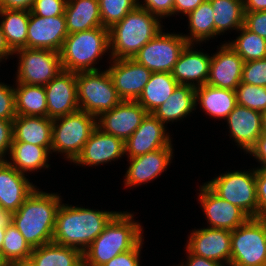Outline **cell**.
Masks as SVG:
<instances>
[{
  "instance_id": "1",
  "label": "cell",
  "mask_w": 266,
  "mask_h": 266,
  "mask_svg": "<svg viewBox=\"0 0 266 266\" xmlns=\"http://www.w3.org/2000/svg\"><path fill=\"white\" fill-rule=\"evenodd\" d=\"M61 203V196L57 193L39 191L36 186L19 209L12 213V223L32 248L53 241Z\"/></svg>"
},
{
  "instance_id": "2",
  "label": "cell",
  "mask_w": 266,
  "mask_h": 266,
  "mask_svg": "<svg viewBox=\"0 0 266 266\" xmlns=\"http://www.w3.org/2000/svg\"><path fill=\"white\" fill-rule=\"evenodd\" d=\"M117 213L63 203L57 212L53 242L83 253Z\"/></svg>"
},
{
  "instance_id": "3",
  "label": "cell",
  "mask_w": 266,
  "mask_h": 266,
  "mask_svg": "<svg viewBox=\"0 0 266 266\" xmlns=\"http://www.w3.org/2000/svg\"><path fill=\"white\" fill-rule=\"evenodd\" d=\"M130 212H118L83 252V266H103L120 253L133 249L142 239V226Z\"/></svg>"
},
{
  "instance_id": "4",
  "label": "cell",
  "mask_w": 266,
  "mask_h": 266,
  "mask_svg": "<svg viewBox=\"0 0 266 266\" xmlns=\"http://www.w3.org/2000/svg\"><path fill=\"white\" fill-rule=\"evenodd\" d=\"M146 9L136 7L109 28L111 59L133 58L161 30V20Z\"/></svg>"
},
{
  "instance_id": "5",
  "label": "cell",
  "mask_w": 266,
  "mask_h": 266,
  "mask_svg": "<svg viewBox=\"0 0 266 266\" xmlns=\"http://www.w3.org/2000/svg\"><path fill=\"white\" fill-rule=\"evenodd\" d=\"M108 50L109 29L106 27L68 34L59 52L62 69L74 73L98 70L94 64Z\"/></svg>"
},
{
  "instance_id": "6",
  "label": "cell",
  "mask_w": 266,
  "mask_h": 266,
  "mask_svg": "<svg viewBox=\"0 0 266 266\" xmlns=\"http://www.w3.org/2000/svg\"><path fill=\"white\" fill-rule=\"evenodd\" d=\"M96 127L97 118L81 110L54 119L51 153L60 152L74 162Z\"/></svg>"
},
{
  "instance_id": "7",
  "label": "cell",
  "mask_w": 266,
  "mask_h": 266,
  "mask_svg": "<svg viewBox=\"0 0 266 266\" xmlns=\"http://www.w3.org/2000/svg\"><path fill=\"white\" fill-rule=\"evenodd\" d=\"M101 72V73H100ZM77 101L79 109L98 118L122 101L111 76L105 71L77 73Z\"/></svg>"
},
{
  "instance_id": "8",
  "label": "cell",
  "mask_w": 266,
  "mask_h": 266,
  "mask_svg": "<svg viewBox=\"0 0 266 266\" xmlns=\"http://www.w3.org/2000/svg\"><path fill=\"white\" fill-rule=\"evenodd\" d=\"M230 266H266V218H249L231 231Z\"/></svg>"
},
{
  "instance_id": "9",
  "label": "cell",
  "mask_w": 266,
  "mask_h": 266,
  "mask_svg": "<svg viewBox=\"0 0 266 266\" xmlns=\"http://www.w3.org/2000/svg\"><path fill=\"white\" fill-rule=\"evenodd\" d=\"M205 184L220 198L242 209L250 218L258 217L255 169L227 172Z\"/></svg>"
},
{
  "instance_id": "10",
  "label": "cell",
  "mask_w": 266,
  "mask_h": 266,
  "mask_svg": "<svg viewBox=\"0 0 266 266\" xmlns=\"http://www.w3.org/2000/svg\"><path fill=\"white\" fill-rule=\"evenodd\" d=\"M13 54H19L16 83L45 86L63 70L57 51L22 48Z\"/></svg>"
},
{
  "instance_id": "11",
  "label": "cell",
  "mask_w": 266,
  "mask_h": 266,
  "mask_svg": "<svg viewBox=\"0 0 266 266\" xmlns=\"http://www.w3.org/2000/svg\"><path fill=\"white\" fill-rule=\"evenodd\" d=\"M187 44L182 33L170 34L161 30L134 55L133 59L152 73H171Z\"/></svg>"
},
{
  "instance_id": "12",
  "label": "cell",
  "mask_w": 266,
  "mask_h": 266,
  "mask_svg": "<svg viewBox=\"0 0 266 266\" xmlns=\"http://www.w3.org/2000/svg\"><path fill=\"white\" fill-rule=\"evenodd\" d=\"M107 69L113 85L122 100L136 101L152 72L133 58L111 59Z\"/></svg>"
},
{
  "instance_id": "13",
  "label": "cell",
  "mask_w": 266,
  "mask_h": 266,
  "mask_svg": "<svg viewBox=\"0 0 266 266\" xmlns=\"http://www.w3.org/2000/svg\"><path fill=\"white\" fill-rule=\"evenodd\" d=\"M147 114L148 112L137 101L122 100L97 118V127L125 142Z\"/></svg>"
},
{
  "instance_id": "14",
  "label": "cell",
  "mask_w": 266,
  "mask_h": 266,
  "mask_svg": "<svg viewBox=\"0 0 266 266\" xmlns=\"http://www.w3.org/2000/svg\"><path fill=\"white\" fill-rule=\"evenodd\" d=\"M186 244L191 254L215 260L230 266L231 231L219 228L194 229Z\"/></svg>"
},
{
  "instance_id": "15",
  "label": "cell",
  "mask_w": 266,
  "mask_h": 266,
  "mask_svg": "<svg viewBox=\"0 0 266 266\" xmlns=\"http://www.w3.org/2000/svg\"><path fill=\"white\" fill-rule=\"evenodd\" d=\"M44 88L48 118L54 120L80 110L77 101V73L62 70Z\"/></svg>"
},
{
  "instance_id": "16",
  "label": "cell",
  "mask_w": 266,
  "mask_h": 266,
  "mask_svg": "<svg viewBox=\"0 0 266 266\" xmlns=\"http://www.w3.org/2000/svg\"><path fill=\"white\" fill-rule=\"evenodd\" d=\"M199 189L198 200L208 227L233 231L250 218L242 209L216 195L205 183Z\"/></svg>"
},
{
  "instance_id": "17",
  "label": "cell",
  "mask_w": 266,
  "mask_h": 266,
  "mask_svg": "<svg viewBox=\"0 0 266 266\" xmlns=\"http://www.w3.org/2000/svg\"><path fill=\"white\" fill-rule=\"evenodd\" d=\"M67 36L65 14L41 17L30 13L26 48L49 49L60 52Z\"/></svg>"
},
{
  "instance_id": "18",
  "label": "cell",
  "mask_w": 266,
  "mask_h": 266,
  "mask_svg": "<svg viewBox=\"0 0 266 266\" xmlns=\"http://www.w3.org/2000/svg\"><path fill=\"white\" fill-rule=\"evenodd\" d=\"M165 128L164 123L152 113H148L140 126L125 141V154L128 158H133L172 145L170 134Z\"/></svg>"
},
{
  "instance_id": "19",
  "label": "cell",
  "mask_w": 266,
  "mask_h": 266,
  "mask_svg": "<svg viewBox=\"0 0 266 266\" xmlns=\"http://www.w3.org/2000/svg\"><path fill=\"white\" fill-rule=\"evenodd\" d=\"M211 56L208 85L234 90L241 83L244 60L226 42Z\"/></svg>"
},
{
  "instance_id": "20",
  "label": "cell",
  "mask_w": 266,
  "mask_h": 266,
  "mask_svg": "<svg viewBox=\"0 0 266 266\" xmlns=\"http://www.w3.org/2000/svg\"><path fill=\"white\" fill-rule=\"evenodd\" d=\"M125 156V142L96 127L73 162L76 165L97 166Z\"/></svg>"
},
{
  "instance_id": "21",
  "label": "cell",
  "mask_w": 266,
  "mask_h": 266,
  "mask_svg": "<svg viewBox=\"0 0 266 266\" xmlns=\"http://www.w3.org/2000/svg\"><path fill=\"white\" fill-rule=\"evenodd\" d=\"M172 154L173 145H168L153 152L128 158L130 166L125 175V186L136 187L160 176L170 165Z\"/></svg>"
},
{
  "instance_id": "22",
  "label": "cell",
  "mask_w": 266,
  "mask_h": 266,
  "mask_svg": "<svg viewBox=\"0 0 266 266\" xmlns=\"http://www.w3.org/2000/svg\"><path fill=\"white\" fill-rule=\"evenodd\" d=\"M26 176L6 160H0V208L15 213L36 189Z\"/></svg>"
},
{
  "instance_id": "23",
  "label": "cell",
  "mask_w": 266,
  "mask_h": 266,
  "mask_svg": "<svg viewBox=\"0 0 266 266\" xmlns=\"http://www.w3.org/2000/svg\"><path fill=\"white\" fill-rule=\"evenodd\" d=\"M194 44L188 43L181 52L171 72L180 85H189L194 88L207 83L211 56L208 53L192 50Z\"/></svg>"
},
{
  "instance_id": "24",
  "label": "cell",
  "mask_w": 266,
  "mask_h": 266,
  "mask_svg": "<svg viewBox=\"0 0 266 266\" xmlns=\"http://www.w3.org/2000/svg\"><path fill=\"white\" fill-rule=\"evenodd\" d=\"M262 113L237 104L226 118L230 136L241 149L249 151L262 134Z\"/></svg>"
},
{
  "instance_id": "25",
  "label": "cell",
  "mask_w": 266,
  "mask_h": 266,
  "mask_svg": "<svg viewBox=\"0 0 266 266\" xmlns=\"http://www.w3.org/2000/svg\"><path fill=\"white\" fill-rule=\"evenodd\" d=\"M53 120L48 117L16 115L13 120V142L43 146L51 153Z\"/></svg>"
},
{
  "instance_id": "26",
  "label": "cell",
  "mask_w": 266,
  "mask_h": 266,
  "mask_svg": "<svg viewBox=\"0 0 266 266\" xmlns=\"http://www.w3.org/2000/svg\"><path fill=\"white\" fill-rule=\"evenodd\" d=\"M195 102L213 118L226 119L237 106L234 90L223 89L204 84L195 88ZM198 102V103H197Z\"/></svg>"
},
{
  "instance_id": "27",
  "label": "cell",
  "mask_w": 266,
  "mask_h": 266,
  "mask_svg": "<svg viewBox=\"0 0 266 266\" xmlns=\"http://www.w3.org/2000/svg\"><path fill=\"white\" fill-rule=\"evenodd\" d=\"M64 14L68 34L103 27L98 0H67Z\"/></svg>"
},
{
  "instance_id": "28",
  "label": "cell",
  "mask_w": 266,
  "mask_h": 266,
  "mask_svg": "<svg viewBox=\"0 0 266 266\" xmlns=\"http://www.w3.org/2000/svg\"><path fill=\"white\" fill-rule=\"evenodd\" d=\"M196 110L195 88L189 85H178L168 99L156 108L152 114L162 123H172L189 116Z\"/></svg>"
},
{
  "instance_id": "29",
  "label": "cell",
  "mask_w": 266,
  "mask_h": 266,
  "mask_svg": "<svg viewBox=\"0 0 266 266\" xmlns=\"http://www.w3.org/2000/svg\"><path fill=\"white\" fill-rule=\"evenodd\" d=\"M29 260L35 266H83V253L52 241L33 248Z\"/></svg>"
},
{
  "instance_id": "30",
  "label": "cell",
  "mask_w": 266,
  "mask_h": 266,
  "mask_svg": "<svg viewBox=\"0 0 266 266\" xmlns=\"http://www.w3.org/2000/svg\"><path fill=\"white\" fill-rule=\"evenodd\" d=\"M178 85L170 72H154L136 101L148 113H152L168 99Z\"/></svg>"
},
{
  "instance_id": "31",
  "label": "cell",
  "mask_w": 266,
  "mask_h": 266,
  "mask_svg": "<svg viewBox=\"0 0 266 266\" xmlns=\"http://www.w3.org/2000/svg\"><path fill=\"white\" fill-rule=\"evenodd\" d=\"M49 151L38 145L26 142H12L10 150L11 161H6L17 171L25 174L28 171L33 172L41 168H49L47 163L49 159Z\"/></svg>"
},
{
  "instance_id": "32",
  "label": "cell",
  "mask_w": 266,
  "mask_h": 266,
  "mask_svg": "<svg viewBox=\"0 0 266 266\" xmlns=\"http://www.w3.org/2000/svg\"><path fill=\"white\" fill-rule=\"evenodd\" d=\"M0 17V25L9 49L14 53L26 48L30 11L0 8Z\"/></svg>"
},
{
  "instance_id": "33",
  "label": "cell",
  "mask_w": 266,
  "mask_h": 266,
  "mask_svg": "<svg viewBox=\"0 0 266 266\" xmlns=\"http://www.w3.org/2000/svg\"><path fill=\"white\" fill-rule=\"evenodd\" d=\"M16 87H14L16 115L47 117L46 93L43 85L16 83Z\"/></svg>"
},
{
  "instance_id": "34",
  "label": "cell",
  "mask_w": 266,
  "mask_h": 266,
  "mask_svg": "<svg viewBox=\"0 0 266 266\" xmlns=\"http://www.w3.org/2000/svg\"><path fill=\"white\" fill-rule=\"evenodd\" d=\"M214 15L215 37L227 30H238L244 25L243 0H209Z\"/></svg>"
},
{
  "instance_id": "35",
  "label": "cell",
  "mask_w": 266,
  "mask_h": 266,
  "mask_svg": "<svg viewBox=\"0 0 266 266\" xmlns=\"http://www.w3.org/2000/svg\"><path fill=\"white\" fill-rule=\"evenodd\" d=\"M188 17L190 34L183 35L188 43H201L215 37L213 9L209 0H204L195 10L186 15Z\"/></svg>"
},
{
  "instance_id": "36",
  "label": "cell",
  "mask_w": 266,
  "mask_h": 266,
  "mask_svg": "<svg viewBox=\"0 0 266 266\" xmlns=\"http://www.w3.org/2000/svg\"><path fill=\"white\" fill-rule=\"evenodd\" d=\"M237 31H240V36L227 43L244 62L266 58V39L248 30L244 25Z\"/></svg>"
},
{
  "instance_id": "37",
  "label": "cell",
  "mask_w": 266,
  "mask_h": 266,
  "mask_svg": "<svg viewBox=\"0 0 266 266\" xmlns=\"http://www.w3.org/2000/svg\"><path fill=\"white\" fill-rule=\"evenodd\" d=\"M1 251L11 266L30 259L33 248L13 223L5 230Z\"/></svg>"
},
{
  "instance_id": "38",
  "label": "cell",
  "mask_w": 266,
  "mask_h": 266,
  "mask_svg": "<svg viewBox=\"0 0 266 266\" xmlns=\"http://www.w3.org/2000/svg\"><path fill=\"white\" fill-rule=\"evenodd\" d=\"M103 27L110 28L138 6V0H98Z\"/></svg>"
},
{
  "instance_id": "39",
  "label": "cell",
  "mask_w": 266,
  "mask_h": 266,
  "mask_svg": "<svg viewBox=\"0 0 266 266\" xmlns=\"http://www.w3.org/2000/svg\"><path fill=\"white\" fill-rule=\"evenodd\" d=\"M235 93L237 104L261 113L266 111V87L241 82Z\"/></svg>"
},
{
  "instance_id": "40",
  "label": "cell",
  "mask_w": 266,
  "mask_h": 266,
  "mask_svg": "<svg viewBox=\"0 0 266 266\" xmlns=\"http://www.w3.org/2000/svg\"><path fill=\"white\" fill-rule=\"evenodd\" d=\"M241 82L266 87V58L244 62Z\"/></svg>"
},
{
  "instance_id": "41",
  "label": "cell",
  "mask_w": 266,
  "mask_h": 266,
  "mask_svg": "<svg viewBox=\"0 0 266 266\" xmlns=\"http://www.w3.org/2000/svg\"><path fill=\"white\" fill-rule=\"evenodd\" d=\"M16 117L14 86L0 83V119L13 121Z\"/></svg>"
},
{
  "instance_id": "42",
  "label": "cell",
  "mask_w": 266,
  "mask_h": 266,
  "mask_svg": "<svg viewBox=\"0 0 266 266\" xmlns=\"http://www.w3.org/2000/svg\"><path fill=\"white\" fill-rule=\"evenodd\" d=\"M67 0H34L30 13L41 17L64 15Z\"/></svg>"
},
{
  "instance_id": "43",
  "label": "cell",
  "mask_w": 266,
  "mask_h": 266,
  "mask_svg": "<svg viewBox=\"0 0 266 266\" xmlns=\"http://www.w3.org/2000/svg\"><path fill=\"white\" fill-rule=\"evenodd\" d=\"M244 12V26L266 39V11Z\"/></svg>"
},
{
  "instance_id": "44",
  "label": "cell",
  "mask_w": 266,
  "mask_h": 266,
  "mask_svg": "<svg viewBox=\"0 0 266 266\" xmlns=\"http://www.w3.org/2000/svg\"><path fill=\"white\" fill-rule=\"evenodd\" d=\"M143 239L131 250L118 254L103 266H140Z\"/></svg>"
},
{
  "instance_id": "45",
  "label": "cell",
  "mask_w": 266,
  "mask_h": 266,
  "mask_svg": "<svg viewBox=\"0 0 266 266\" xmlns=\"http://www.w3.org/2000/svg\"><path fill=\"white\" fill-rule=\"evenodd\" d=\"M144 2L140 4L138 0V7L148 10L160 19L173 15L174 0H144Z\"/></svg>"
},
{
  "instance_id": "46",
  "label": "cell",
  "mask_w": 266,
  "mask_h": 266,
  "mask_svg": "<svg viewBox=\"0 0 266 266\" xmlns=\"http://www.w3.org/2000/svg\"><path fill=\"white\" fill-rule=\"evenodd\" d=\"M258 217L266 218V169L255 168Z\"/></svg>"
},
{
  "instance_id": "47",
  "label": "cell",
  "mask_w": 266,
  "mask_h": 266,
  "mask_svg": "<svg viewBox=\"0 0 266 266\" xmlns=\"http://www.w3.org/2000/svg\"><path fill=\"white\" fill-rule=\"evenodd\" d=\"M13 142V121L0 119V160H6Z\"/></svg>"
},
{
  "instance_id": "48",
  "label": "cell",
  "mask_w": 266,
  "mask_h": 266,
  "mask_svg": "<svg viewBox=\"0 0 266 266\" xmlns=\"http://www.w3.org/2000/svg\"><path fill=\"white\" fill-rule=\"evenodd\" d=\"M249 154L252 155L260 164L261 167L266 169V134L262 133L258 138L255 146L249 151Z\"/></svg>"
},
{
  "instance_id": "49",
  "label": "cell",
  "mask_w": 266,
  "mask_h": 266,
  "mask_svg": "<svg viewBox=\"0 0 266 266\" xmlns=\"http://www.w3.org/2000/svg\"><path fill=\"white\" fill-rule=\"evenodd\" d=\"M186 251L188 253L186 264H184V262H181L179 266H225V264L221 262L191 254L188 250Z\"/></svg>"
},
{
  "instance_id": "50",
  "label": "cell",
  "mask_w": 266,
  "mask_h": 266,
  "mask_svg": "<svg viewBox=\"0 0 266 266\" xmlns=\"http://www.w3.org/2000/svg\"><path fill=\"white\" fill-rule=\"evenodd\" d=\"M204 0H174L173 15L183 13L187 15L195 10Z\"/></svg>"
},
{
  "instance_id": "51",
  "label": "cell",
  "mask_w": 266,
  "mask_h": 266,
  "mask_svg": "<svg viewBox=\"0 0 266 266\" xmlns=\"http://www.w3.org/2000/svg\"><path fill=\"white\" fill-rule=\"evenodd\" d=\"M34 0H3L0 8L30 11Z\"/></svg>"
},
{
  "instance_id": "52",
  "label": "cell",
  "mask_w": 266,
  "mask_h": 266,
  "mask_svg": "<svg viewBox=\"0 0 266 266\" xmlns=\"http://www.w3.org/2000/svg\"><path fill=\"white\" fill-rule=\"evenodd\" d=\"M244 11H266V0H243Z\"/></svg>"
},
{
  "instance_id": "53",
  "label": "cell",
  "mask_w": 266,
  "mask_h": 266,
  "mask_svg": "<svg viewBox=\"0 0 266 266\" xmlns=\"http://www.w3.org/2000/svg\"><path fill=\"white\" fill-rule=\"evenodd\" d=\"M13 52L9 49L1 25H0V62L3 59H8L7 57L12 56Z\"/></svg>"
},
{
  "instance_id": "54",
  "label": "cell",
  "mask_w": 266,
  "mask_h": 266,
  "mask_svg": "<svg viewBox=\"0 0 266 266\" xmlns=\"http://www.w3.org/2000/svg\"><path fill=\"white\" fill-rule=\"evenodd\" d=\"M11 223H12V213L0 208V226L6 228Z\"/></svg>"
},
{
  "instance_id": "55",
  "label": "cell",
  "mask_w": 266,
  "mask_h": 266,
  "mask_svg": "<svg viewBox=\"0 0 266 266\" xmlns=\"http://www.w3.org/2000/svg\"><path fill=\"white\" fill-rule=\"evenodd\" d=\"M261 125H262V133L266 134V111L262 112Z\"/></svg>"
},
{
  "instance_id": "56",
  "label": "cell",
  "mask_w": 266,
  "mask_h": 266,
  "mask_svg": "<svg viewBox=\"0 0 266 266\" xmlns=\"http://www.w3.org/2000/svg\"><path fill=\"white\" fill-rule=\"evenodd\" d=\"M0 266H11L10 263L4 257V254L0 250Z\"/></svg>"
},
{
  "instance_id": "57",
  "label": "cell",
  "mask_w": 266,
  "mask_h": 266,
  "mask_svg": "<svg viewBox=\"0 0 266 266\" xmlns=\"http://www.w3.org/2000/svg\"><path fill=\"white\" fill-rule=\"evenodd\" d=\"M5 230L6 228H3L0 226V250H1V247H2V244H3V239H4V236H5Z\"/></svg>"
},
{
  "instance_id": "58",
  "label": "cell",
  "mask_w": 266,
  "mask_h": 266,
  "mask_svg": "<svg viewBox=\"0 0 266 266\" xmlns=\"http://www.w3.org/2000/svg\"><path fill=\"white\" fill-rule=\"evenodd\" d=\"M14 266H35L30 260H27V261H24V262H21V263H18Z\"/></svg>"
},
{
  "instance_id": "59",
  "label": "cell",
  "mask_w": 266,
  "mask_h": 266,
  "mask_svg": "<svg viewBox=\"0 0 266 266\" xmlns=\"http://www.w3.org/2000/svg\"><path fill=\"white\" fill-rule=\"evenodd\" d=\"M3 0H0V7L2 6Z\"/></svg>"
}]
</instances>
